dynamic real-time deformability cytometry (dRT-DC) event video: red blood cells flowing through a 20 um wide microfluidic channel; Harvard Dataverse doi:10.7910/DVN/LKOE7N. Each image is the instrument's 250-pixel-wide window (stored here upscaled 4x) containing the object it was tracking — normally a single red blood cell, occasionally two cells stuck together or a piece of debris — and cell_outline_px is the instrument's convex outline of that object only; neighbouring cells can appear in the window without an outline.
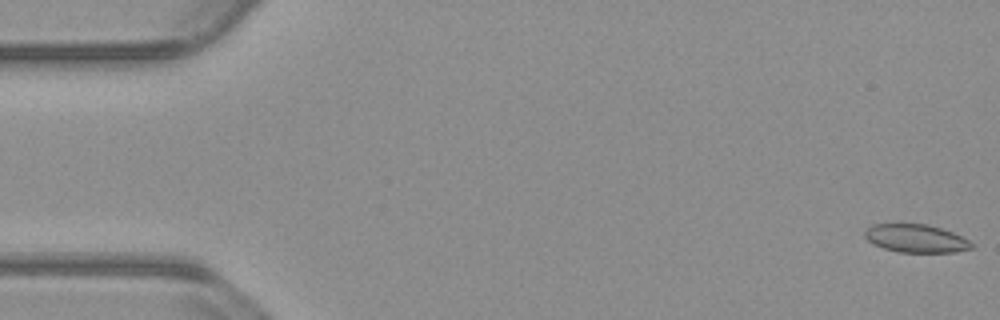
{"species": "common noctule bat (a hibernating species)", "species_latin": "Nyctalus noctula", "temperature_condition": "warm", "stored_images_in_passage": 54, "camera_frame_rate_fps": 3000, "um_per_image_px": 0.085, "animal": {"sex": "male", "body_mass_g": 23.1, "forearm_length_mm": 52.7}, "frame": {"image": 1, "passage_image": 1, "time_ms": 0.0, "image_size_px": [1000, 320], "cell_outline_px": [[976, 244], [972, 248], [956, 252], [896, 252], [872, 244], [864, 236], [864, 232], [872, 224], [924, 224], [940, 228], [952, 232]], "centroid_in_image_um": [77.85, 20.27], "position_along_channel_um": 7.2, "area_um2": 17.46}}
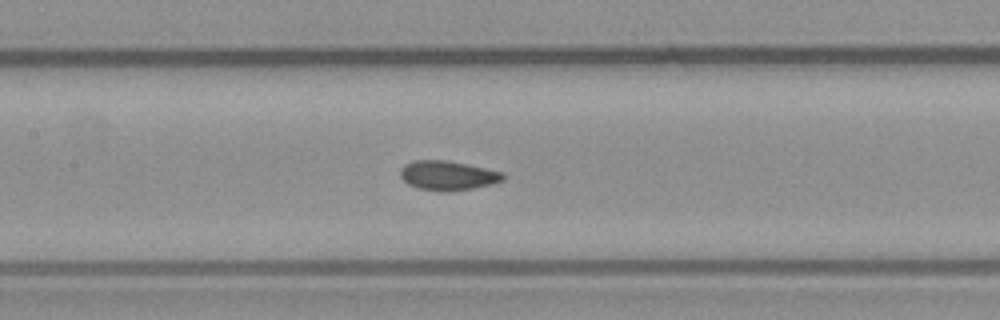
{"frame": {"image": 2, "passage_image": 25, "time_ms": 8.0, "image_size_px": [1000, 320], "cell_outline_px": [[504, 180], [492, 184], [472, 188], [448, 192], [440, 192], [416, 188], [408, 184], [400, 176], [400, 168], [404, 164], [412, 160], [444, 160], [504, 172]], "centroid_in_image_um": [38.02, 14.93], "position_along_channel_um": 169.4, "area_um2": 17.69}}
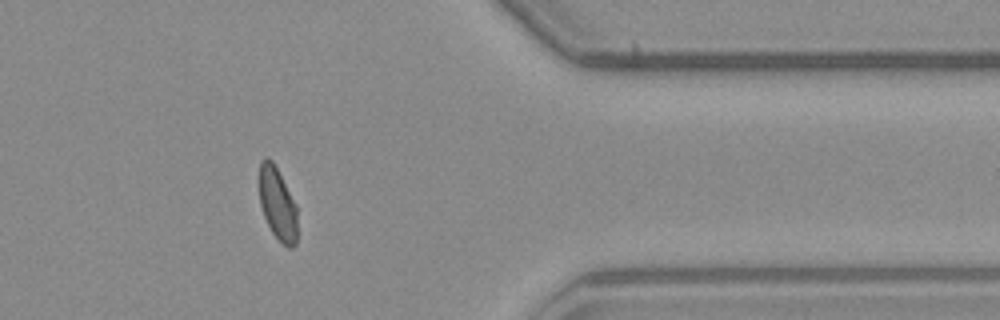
{"frame": {"image": 3, "passage_image": 44, "time_ms": 14.333, "image_size_px": [1000, 320], "cell_outline_px": [[296, 244], [292, 248], [288, 248], [272, 232], [264, 216], [260, 204], [256, 180], [260, 160], [264, 156], [268, 156], [272, 160], [296, 204]], "centroid_in_image_um": [23.52, 17.22], "position_along_channel_um": 387.9, "area_um2": 16.47}}